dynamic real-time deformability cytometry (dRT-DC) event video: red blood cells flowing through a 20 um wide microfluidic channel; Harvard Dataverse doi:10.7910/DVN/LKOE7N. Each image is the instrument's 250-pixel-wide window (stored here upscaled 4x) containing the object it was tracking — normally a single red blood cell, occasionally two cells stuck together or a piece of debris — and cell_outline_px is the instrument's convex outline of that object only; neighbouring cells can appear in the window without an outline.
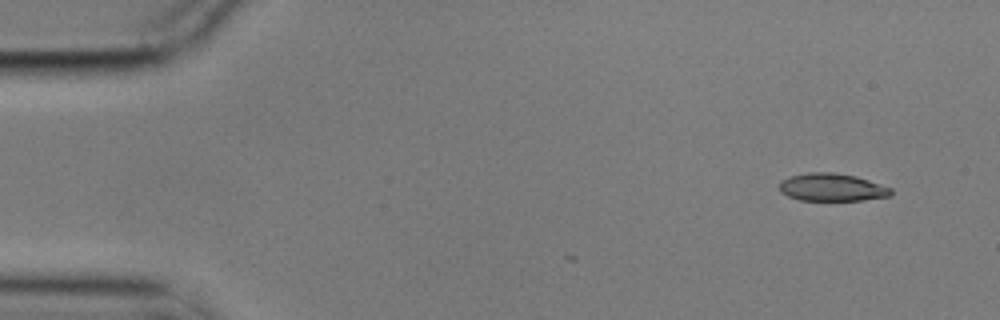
{"species": "common noctule bat (a hibernating species)", "species_latin": "Nyctalus noctula", "temperature_condition": "cold", "stored_images_in_passage": 3, "camera_frame_rate_fps": 3000, "um_per_image_px": 0.085, "animal": {"sex": "male", "body_mass_g": 17.9}, "frame": {"image": 1, "passage_image": 3, "time_ms": 0.667, "image_size_px": [1000, 320], "cell_outline_px": [[892, 196], [864, 200], [800, 200], [788, 196], [780, 192], [780, 180], [792, 176], [808, 172], [832, 172], [856, 176], [892, 188]], "centroid_in_image_um": [70.73, 15.92], "position_along_channel_um": 14.3, "area_um2": 18.03}}